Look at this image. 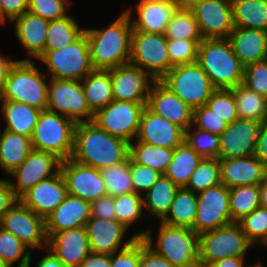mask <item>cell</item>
Segmentation results:
<instances>
[{"label": "cell", "instance_id": "17", "mask_svg": "<svg viewBox=\"0 0 267 267\" xmlns=\"http://www.w3.org/2000/svg\"><path fill=\"white\" fill-rule=\"evenodd\" d=\"M190 10L203 39L228 38L234 30L231 0H202Z\"/></svg>", "mask_w": 267, "mask_h": 267}, {"label": "cell", "instance_id": "5", "mask_svg": "<svg viewBox=\"0 0 267 267\" xmlns=\"http://www.w3.org/2000/svg\"><path fill=\"white\" fill-rule=\"evenodd\" d=\"M32 61L29 57L13 64L0 90V101L25 103L41 111L48 108V76Z\"/></svg>", "mask_w": 267, "mask_h": 267}, {"label": "cell", "instance_id": "23", "mask_svg": "<svg viewBox=\"0 0 267 267\" xmlns=\"http://www.w3.org/2000/svg\"><path fill=\"white\" fill-rule=\"evenodd\" d=\"M67 195L66 183L59 171L56 175L38 182L26 191L19 200L45 220Z\"/></svg>", "mask_w": 267, "mask_h": 267}, {"label": "cell", "instance_id": "3", "mask_svg": "<svg viewBox=\"0 0 267 267\" xmlns=\"http://www.w3.org/2000/svg\"><path fill=\"white\" fill-rule=\"evenodd\" d=\"M158 223L160 226L155 242L150 228L133 236L143 239L175 267H199V235L192 228L171 226L161 221Z\"/></svg>", "mask_w": 267, "mask_h": 267}, {"label": "cell", "instance_id": "39", "mask_svg": "<svg viewBox=\"0 0 267 267\" xmlns=\"http://www.w3.org/2000/svg\"><path fill=\"white\" fill-rule=\"evenodd\" d=\"M76 19L68 14L63 18L49 21L45 50L62 49L77 40L85 28H81Z\"/></svg>", "mask_w": 267, "mask_h": 267}, {"label": "cell", "instance_id": "13", "mask_svg": "<svg viewBox=\"0 0 267 267\" xmlns=\"http://www.w3.org/2000/svg\"><path fill=\"white\" fill-rule=\"evenodd\" d=\"M233 223L229 188L220 183L197 193V213L192 227L198 235Z\"/></svg>", "mask_w": 267, "mask_h": 267}, {"label": "cell", "instance_id": "53", "mask_svg": "<svg viewBox=\"0 0 267 267\" xmlns=\"http://www.w3.org/2000/svg\"><path fill=\"white\" fill-rule=\"evenodd\" d=\"M162 175L159 171L151 167L134 163L130 159V176L132 179L134 192L144 195Z\"/></svg>", "mask_w": 267, "mask_h": 267}, {"label": "cell", "instance_id": "59", "mask_svg": "<svg viewBox=\"0 0 267 267\" xmlns=\"http://www.w3.org/2000/svg\"><path fill=\"white\" fill-rule=\"evenodd\" d=\"M254 155L267 170V119L260 126Z\"/></svg>", "mask_w": 267, "mask_h": 267}, {"label": "cell", "instance_id": "19", "mask_svg": "<svg viewBox=\"0 0 267 267\" xmlns=\"http://www.w3.org/2000/svg\"><path fill=\"white\" fill-rule=\"evenodd\" d=\"M262 122L238 118L219 136V159L254 155Z\"/></svg>", "mask_w": 267, "mask_h": 267}, {"label": "cell", "instance_id": "10", "mask_svg": "<svg viewBox=\"0 0 267 267\" xmlns=\"http://www.w3.org/2000/svg\"><path fill=\"white\" fill-rule=\"evenodd\" d=\"M130 64L140 67L154 80H161L174 67L169 62L165 34L132 31Z\"/></svg>", "mask_w": 267, "mask_h": 267}, {"label": "cell", "instance_id": "1", "mask_svg": "<svg viewBox=\"0 0 267 267\" xmlns=\"http://www.w3.org/2000/svg\"><path fill=\"white\" fill-rule=\"evenodd\" d=\"M129 143L110 135L94 121L77 123L71 159L98 170L124 162Z\"/></svg>", "mask_w": 267, "mask_h": 267}, {"label": "cell", "instance_id": "43", "mask_svg": "<svg viewBox=\"0 0 267 267\" xmlns=\"http://www.w3.org/2000/svg\"><path fill=\"white\" fill-rule=\"evenodd\" d=\"M114 206L116 220L127 229L143 219L145 214L143 197L136 192L114 196Z\"/></svg>", "mask_w": 267, "mask_h": 267}, {"label": "cell", "instance_id": "54", "mask_svg": "<svg viewBox=\"0 0 267 267\" xmlns=\"http://www.w3.org/2000/svg\"><path fill=\"white\" fill-rule=\"evenodd\" d=\"M140 262V238L128 247L111 255V267H139Z\"/></svg>", "mask_w": 267, "mask_h": 267}, {"label": "cell", "instance_id": "22", "mask_svg": "<svg viewBox=\"0 0 267 267\" xmlns=\"http://www.w3.org/2000/svg\"><path fill=\"white\" fill-rule=\"evenodd\" d=\"M146 106L155 114L178 125L184 131L193 123V109L160 80H155L152 83Z\"/></svg>", "mask_w": 267, "mask_h": 267}, {"label": "cell", "instance_id": "27", "mask_svg": "<svg viewBox=\"0 0 267 267\" xmlns=\"http://www.w3.org/2000/svg\"><path fill=\"white\" fill-rule=\"evenodd\" d=\"M221 183L227 188L243 185H260L267 174L260 160L251 155L220 159Z\"/></svg>", "mask_w": 267, "mask_h": 267}, {"label": "cell", "instance_id": "14", "mask_svg": "<svg viewBox=\"0 0 267 267\" xmlns=\"http://www.w3.org/2000/svg\"><path fill=\"white\" fill-rule=\"evenodd\" d=\"M0 227L10 231L31 251L47 248L45 220L20 200L0 218Z\"/></svg>", "mask_w": 267, "mask_h": 267}, {"label": "cell", "instance_id": "4", "mask_svg": "<svg viewBox=\"0 0 267 267\" xmlns=\"http://www.w3.org/2000/svg\"><path fill=\"white\" fill-rule=\"evenodd\" d=\"M197 63L216 89H231L243 83L244 66L228 38L203 39L198 46Z\"/></svg>", "mask_w": 267, "mask_h": 267}, {"label": "cell", "instance_id": "62", "mask_svg": "<svg viewBox=\"0 0 267 267\" xmlns=\"http://www.w3.org/2000/svg\"><path fill=\"white\" fill-rule=\"evenodd\" d=\"M16 61L17 59L13 60L11 55L9 57L6 55L5 57L0 52V90L3 88L4 81L7 79L8 73Z\"/></svg>", "mask_w": 267, "mask_h": 267}, {"label": "cell", "instance_id": "47", "mask_svg": "<svg viewBox=\"0 0 267 267\" xmlns=\"http://www.w3.org/2000/svg\"><path fill=\"white\" fill-rule=\"evenodd\" d=\"M184 141L202 158H219L220 138L216 134L191 125L185 131Z\"/></svg>", "mask_w": 267, "mask_h": 267}, {"label": "cell", "instance_id": "41", "mask_svg": "<svg viewBox=\"0 0 267 267\" xmlns=\"http://www.w3.org/2000/svg\"><path fill=\"white\" fill-rule=\"evenodd\" d=\"M31 253L15 235L0 227V260L3 263L14 267L19 262L17 267H30Z\"/></svg>", "mask_w": 267, "mask_h": 267}, {"label": "cell", "instance_id": "50", "mask_svg": "<svg viewBox=\"0 0 267 267\" xmlns=\"http://www.w3.org/2000/svg\"><path fill=\"white\" fill-rule=\"evenodd\" d=\"M69 4V0H29L27 11L53 21L69 14Z\"/></svg>", "mask_w": 267, "mask_h": 267}, {"label": "cell", "instance_id": "28", "mask_svg": "<svg viewBox=\"0 0 267 267\" xmlns=\"http://www.w3.org/2000/svg\"><path fill=\"white\" fill-rule=\"evenodd\" d=\"M14 36L30 57L38 59L45 51L49 21L26 11L14 18Z\"/></svg>", "mask_w": 267, "mask_h": 267}, {"label": "cell", "instance_id": "11", "mask_svg": "<svg viewBox=\"0 0 267 267\" xmlns=\"http://www.w3.org/2000/svg\"><path fill=\"white\" fill-rule=\"evenodd\" d=\"M48 110L62 114L76 124L93 121L80 80L49 79Z\"/></svg>", "mask_w": 267, "mask_h": 267}, {"label": "cell", "instance_id": "63", "mask_svg": "<svg viewBox=\"0 0 267 267\" xmlns=\"http://www.w3.org/2000/svg\"><path fill=\"white\" fill-rule=\"evenodd\" d=\"M45 251L47 254L38 260L37 264H35V267H65L48 248H46Z\"/></svg>", "mask_w": 267, "mask_h": 267}, {"label": "cell", "instance_id": "57", "mask_svg": "<svg viewBox=\"0 0 267 267\" xmlns=\"http://www.w3.org/2000/svg\"><path fill=\"white\" fill-rule=\"evenodd\" d=\"M139 267H175L164 257L151 249L140 238V262Z\"/></svg>", "mask_w": 267, "mask_h": 267}, {"label": "cell", "instance_id": "38", "mask_svg": "<svg viewBox=\"0 0 267 267\" xmlns=\"http://www.w3.org/2000/svg\"><path fill=\"white\" fill-rule=\"evenodd\" d=\"M230 90L236 101L239 118L259 122L267 119V98L258 95L243 83Z\"/></svg>", "mask_w": 267, "mask_h": 267}, {"label": "cell", "instance_id": "2", "mask_svg": "<svg viewBox=\"0 0 267 267\" xmlns=\"http://www.w3.org/2000/svg\"><path fill=\"white\" fill-rule=\"evenodd\" d=\"M132 24L123 11L102 29H85L91 63L95 70H109L130 63Z\"/></svg>", "mask_w": 267, "mask_h": 267}, {"label": "cell", "instance_id": "15", "mask_svg": "<svg viewBox=\"0 0 267 267\" xmlns=\"http://www.w3.org/2000/svg\"><path fill=\"white\" fill-rule=\"evenodd\" d=\"M61 161L53 153L32 149L23 163L8 174L16 182L9 178L7 180L15 195L20 198L38 182L56 175L60 171Z\"/></svg>", "mask_w": 267, "mask_h": 267}, {"label": "cell", "instance_id": "56", "mask_svg": "<svg viewBox=\"0 0 267 267\" xmlns=\"http://www.w3.org/2000/svg\"><path fill=\"white\" fill-rule=\"evenodd\" d=\"M114 196H104L90 202L91 217L116 220Z\"/></svg>", "mask_w": 267, "mask_h": 267}, {"label": "cell", "instance_id": "9", "mask_svg": "<svg viewBox=\"0 0 267 267\" xmlns=\"http://www.w3.org/2000/svg\"><path fill=\"white\" fill-rule=\"evenodd\" d=\"M160 81L192 109L206 105L216 90L197 62L174 66Z\"/></svg>", "mask_w": 267, "mask_h": 267}, {"label": "cell", "instance_id": "46", "mask_svg": "<svg viewBox=\"0 0 267 267\" xmlns=\"http://www.w3.org/2000/svg\"><path fill=\"white\" fill-rule=\"evenodd\" d=\"M237 223L253 245L267 248V208L260 206Z\"/></svg>", "mask_w": 267, "mask_h": 267}, {"label": "cell", "instance_id": "58", "mask_svg": "<svg viewBox=\"0 0 267 267\" xmlns=\"http://www.w3.org/2000/svg\"><path fill=\"white\" fill-rule=\"evenodd\" d=\"M15 195L7 179L0 178V218L17 202Z\"/></svg>", "mask_w": 267, "mask_h": 267}, {"label": "cell", "instance_id": "29", "mask_svg": "<svg viewBox=\"0 0 267 267\" xmlns=\"http://www.w3.org/2000/svg\"><path fill=\"white\" fill-rule=\"evenodd\" d=\"M228 40L244 67L267 59V31L234 27Z\"/></svg>", "mask_w": 267, "mask_h": 267}, {"label": "cell", "instance_id": "31", "mask_svg": "<svg viewBox=\"0 0 267 267\" xmlns=\"http://www.w3.org/2000/svg\"><path fill=\"white\" fill-rule=\"evenodd\" d=\"M0 102H3L1 104V114L3 115L1 116H3L4 122H6L3 128L31 138L41 110L16 101Z\"/></svg>", "mask_w": 267, "mask_h": 267}, {"label": "cell", "instance_id": "26", "mask_svg": "<svg viewBox=\"0 0 267 267\" xmlns=\"http://www.w3.org/2000/svg\"><path fill=\"white\" fill-rule=\"evenodd\" d=\"M90 217V202L68 194L45 219L47 239L56 232L84 227Z\"/></svg>", "mask_w": 267, "mask_h": 267}, {"label": "cell", "instance_id": "37", "mask_svg": "<svg viewBox=\"0 0 267 267\" xmlns=\"http://www.w3.org/2000/svg\"><path fill=\"white\" fill-rule=\"evenodd\" d=\"M174 149L154 146L133 140L129 143V158L140 165L151 167L164 174L172 160Z\"/></svg>", "mask_w": 267, "mask_h": 267}, {"label": "cell", "instance_id": "12", "mask_svg": "<svg viewBox=\"0 0 267 267\" xmlns=\"http://www.w3.org/2000/svg\"><path fill=\"white\" fill-rule=\"evenodd\" d=\"M146 105L113 100L94 114L93 121L110 135L131 143L136 139L140 117Z\"/></svg>", "mask_w": 267, "mask_h": 267}, {"label": "cell", "instance_id": "44", "mask_svg": "<svg viewBox=\"0 0 267 267\" xmlns=\"http://www.w3.org/2000/svg\"><path fill=\"white\" fill-rule=\"evenodd\" d=\"M220 183V159L203 158L184 188L199 193Z\"/></svg>", "mask_w": 267, "mask_h": 267}, {"label": "cell", "instance_id": "21", "mask_svg": "<svg viewBox=\"0 0 267 267\" xmlns=\"http://www.w3.org/2000/svg\"><path fill=\"white\" fill-rule=\"evenodd\" d=\"M185 131L147 106L142 111L136 140L146 144L174 149L184 142Z\"/></svg>", "mask_w": 267, "mask_h": 267}, {"label": "cell", "instance_id": "30", "mask_svg": "<svg viewBox=\"0 0 267 267\" xmlns=\"http://www.w3.org/2000/svg\"><path fill=\"white\" fill-rule=\"evenodd\" d=\"M31 138L3 129L0 137V168L9 174L19 167L32 150Z\"/></svg>", "mask_w": 267, "mask_h": 267}, {"label": "cell", "instance_id": "52", "mask_svg": "<svg viewBox=\"0 0 267 267\" xmlns=\"http://www.w3.org/2000/svg\"><path fill=\"white\" fill-rule=\"evenodd\" d=\"M192 125L198 129L220 136L227 128L228 123L218 117L208 106L193 109Z\"/></svg>", "mask_w": 267, "mask_h": 267}, {"label": "cell", "instance_id": "36", "mask_svg": "<svg viewBox=\"0 0 267 267\" xmlns=\"http://www.w3.org/2000/svg\"><path fill=\"white\" fill-rule=\"evenodd\" d=\"M197 213V193L184 187L175 193L167 215L161 222L179 227L192 228Z\"/></svg>", "mask_w": 267, "mask_h": 267}, {"label": "cell", "instance_id": "40", "mask_svg": "<svg viewBox=\"0 0 267 267\" xmlns=\"http://www.w3.org/2000/svg\"><path fill=\"white\" fill-rule=\"evenodd\" d=\"M260 185L229 188V207L232 222H238L260 207Z\"/></svg>", "mask_w": 267, "mask_h": 267}, {"label": "cell", "instance_id": "25", "mask_svg": "<svg viewBox=\"0 0 267 267\" xmlns=\"http://www.w3.org/2000/svg\"><path fill=\"white\" fill-rule=\"evenodd\" d=\"M47 248L65 267H80L91 252L85 226L52 234L47 239Z\"/></svg>", "mask_w": 267, "mask_h": 267}, {"label": "cell", "instance_id": "61", "mask_svg": "<svg viewBox=\"0 0 267 267\" xmlns=\"http://www.w3.org/2000/svg\"><path fill=\"white\" fill-rule=\"evenodd\" d=\"M245 258L246 257H226L212 263L209 267H261L263 265L261 262L258 261L255 265L247 266L245 265Z\"/></svg>", "mask_w": 267, "mask_h": 267}, {"label": "cell", "instance_id": "48", "mask_svg": "<svg viewBox=\"0 0 267 267\" xmlns=\"http://www.w3.org/2000/svg\"><path fill=\"white\" fill-rule=\"evenodd\" d=\"M206 106L228 124L239 118L236 101L230 89H216L211 94Z\"/></svg>", "mask_w": 267, "mask_h": 267}, {"label": "cell", "instance_id": "34", "mask_svg": "<svg viewBox=\"0 0 267 267\" xmlns=\"http://www.w3.org/2000/svg\"><path fill=\"white\" fill-rule=\"evenodd\" d=\"M203 158L185 141L174 148L172 160L164 175L179 188L185 187Z\"/></svg>", "mask_w": 267, "mask_h": 267}, {"label": "cell", "instance_id": "7", "mask_svg": "<svg viewBox=\"0 0 267 267\" xmlns=\"http://www.w3.org/2000/svg\"><path fill=\"white\" fill-rule=\"evenodd\" d=\"M38 60L46 65L45 74L53 79L81 81L95 70L91 63L85 32L67 47L45 50Z\"/></svg>", "mask_w": 267, "mask_h": 267}, {"label": "cell", "instance_id": "55", "mask_svg": "<svg viewBox=\"0 0 267 267\" xmlns=\"http://www.w3.org/2000/svg\"><path fill=\"white\" fill-rule=\"evenodd\" d=\"M29 0H0V24L11 22L28 10Z\"/></svg>", "mask_w": 267, "mask_h": 267}, {"label": "cell", "instance_id": "6", "mask_svg": "<svg viewBox=\"0 0 267 267\" xmlns=\"http://www.w3.org/2000/svg\"><path fill=\"white\" fill-rule=\"evenodd\" d=\"M76 123L62 114L42 110L31 136L32 148L55 154L59 159L71 158Z\"/></svg>", "mask_w": 267, "mask_h": 267}, {"label": "cell", "instance_id": "20", "mask_svg": "<svg viewBox=\"0 0 267 267\" xmlns=\"http://www.w3.org/2000/svg\"><path fill=\"white\" fill-rule=\"evenodd\" d=\"M132 7L124 10L131 20L132 31L165 34L178 5L175 0H139L135 8ZM134 11L136 18L133 17Z\"/></svg>", "mask_w": 267, "mask_h": 267}, {"label": "cell", "instance_id": "16", "mask_svg": "<svg viewBox=\"0 0 267 267\" xmlns=\"http://www.w3.org/2000/svg\"><path fill=\"white\" fill-rule=\"evenodd\" d=\"M60 172L65 180L68 194L92 202L107 196L101 171L78 163L71 158L62 160Z\"/></svg>", "mask_w": 267, "mask_h": 267}, {"label": "cell", "instance_id": "51", "mask_svg": "<svg viewBox=\"0 0 267 267\" xmlns=\"http://www.w3.org/2000/svg\"><path fill=\"white\" fill-rule=\"evenodd\" d=\"M243 84L267 98V59L244 67Z\"/></svg>", "mask_w": 267, "mask_h": 267}, {"label": "cell", "instance_id": "60", "mask_svg": "<svg viewBox=\"0 0 267 267\" xmlns=\"http://www.w3.org/2000/svg\"><path fill=\"white\" fill-rule=\"evenodd\" d=\"M80 267H111V255L90 252Z\"/></svg>", "mask_w": 267, "mask_h": 267}, {"label": "cell", "instance_id": "18", "mask_svg": "<svg viewBox=\"0 0 267 267\" xmlns=\"http://www.w3.org/2000/svg\"><path fill=\"white\" fill-rule=\"evenodd\" d=\"M108 71L114 100L147 104L150 87L155 81L147 72L130 63Z\"/></svg>", "mask_w": 267, "mask_h": 267}, {"label": "cell", "instance_id": "65", "mask_svg": "<svg viewBox=\"0 0 267 267\" xmlns=\"http://www.w3.org/2000/svg\"><path fill=\"white\" fill-rule=\"evenodd\" d=\"M177 2L178 8L181 9H191L197 3H200L202 0H175Z\"/></svg>", "mask_w": 267, "mask_h": 267}, {"label": "cell", "instance_id": "66", "mask_svg": "<svg viewBox=\"0 0 267 267\" xmlns=\"http://www.w3.org/2000/svg\"><path fill=\"white\" fill-rule=\"evenodd\" d=\"M0 267H10L9 265L3 263L1 260H0Z\"/></svg>", "mask_w": 267, "mask_h": 267}, {"label": "cell", "instance_id": "24", "mask_svg": "<svg viewBox=\"0 0 267 267\" xmlns=\"http://www.w3.org/2000/svg\"><path fill=\"white\" fill-rule=\"evenodd\" d=\"M85 228L93 253L112 255L136 240L134 236L123 239L128 229L117 220L90 218Z\"/></svg>", "mask_w": 267, "mask_h": 267}, {"label": "cell", "instance_id": "33", "mask_svg": "<svg viewBox=\"0 0 267 267\" xmlns=\"http://www.w3.org/2000/svg\"><path fill=\"white\" fill-rule=\"evenodd\" d=\"M81 83L88 107L94 114L114 100L108 70H94Z\"/></svg>", "mask_w": 267, "mask_h": 267}, {"label": "cell", "instance_id": "45", "mask_svg": "<svg viewBox=\"0 0 267 267\" xmlns=\"http://www.w3.org/2000/svg\"><path fill=\"white\" fill-rule=\"evenodd\" d=\"M167 39L203 40L198 23L190 9H181L173 13L165 31Z\"/></svg>", "mask_w": 267, "mask_h": 267}, {"label": "cell", "instance_id": "64", "mask_svg": "<svg viewBox=\"0 0 267 267\" xmlns=\"http://www.w3.org/2000/svg\"><path fill=\"white\" fill-rule=\"evenodd\" d=\"M260 204L267 208V174L264 181L260 184Z\"/></svg>", "mask_w": 267, "mask_h": 267}, {"label": "cell", "instance_id": "35", "mask_svg": "<svg viewBox=\"0 0 267 267\" xmlns=\"http://www.w3.org/2000/svg\"><path fill=\"white\" fill-rule=\"evenodd\" d=\"M234 27L267 31V0H231Z\"/></svg>", "mask_w": 267, "mask_h": 267}, {"label": "cell", "instance_id": "49", "mask_svg": "<svg viewBox=\"0 0 267 267\" xmlns=\"http://www.w3.org/2000/svg\"><path fill=\"white\" fill-rule=\"evenodd\" d=\"M201 41L167 39L169 62L173 66L197 62L198 46Z\"/></svg>", "mask_w": 267, "mask_h": 267}, {"label": "cell", "instance_id": "8", "mask_svg": "<svg viewBox=\"0 0 267 267\" xmlns=\"http://www.w3.org/2000/svg\"><path fill=\"white\" fill-rule=\"evenodd\" d=\"M254 247L236 222L199 235V267L226 257H245Z\"/></svg>", "mask_w": 267, "mask_h": 267}, {"label": "cell", "instance_id": "32", "mask_svg": "<svg viewBox=\"0 0 267 267\" xmlns=\"http://www.w3.org/2000/svg\"><path fill=\"white\" fill-rule=\"evenodd\" d=\"M179 187L162 174L153 186L144 194L143 206L149 216L161 221L168 213L175 193Z\"/></svg>", "mask_w": 267, "mask_h": 267}, {"label": "cell", "instance_id": "42", "mask_svg": "<svg viewBox=\"0 0 267 267\" xmlns=\"http://www.w3.org/2000/svg\"><path fill=\"white\" fill-rule=\"evenodd\" d=\"M105 182L107 196H116L134 192L130 176V158L116 165L104 167L101 170Z\"/></svg>", "mask_w": 267, "mask_h": 267}]
</instances>
